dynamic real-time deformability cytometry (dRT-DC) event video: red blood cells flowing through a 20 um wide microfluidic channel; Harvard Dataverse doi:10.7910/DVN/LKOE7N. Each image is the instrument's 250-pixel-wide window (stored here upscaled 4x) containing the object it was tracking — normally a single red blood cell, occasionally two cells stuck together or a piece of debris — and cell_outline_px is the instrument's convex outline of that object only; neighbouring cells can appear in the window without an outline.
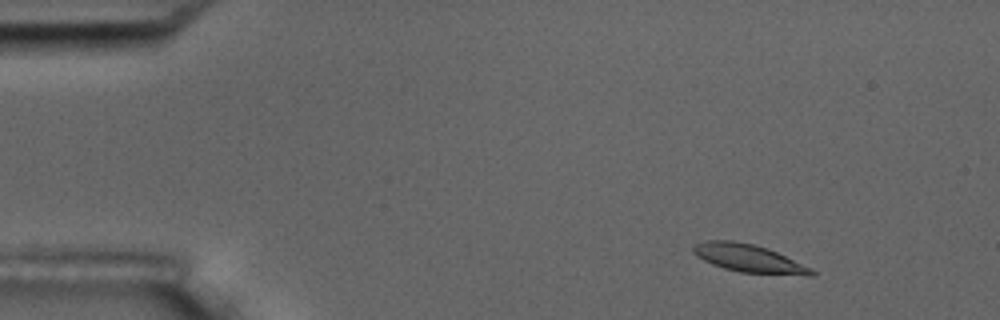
{"species": "common noctule bat (a hibernating species)", "species_latin": "Nyctalus noctula", "temperature_condition": "room temperature", "stored_images_in_passage": 8, "camera_frame_rate_fps": 3000, "um_per_image_px": 0.085, "animal": {"sex": "male", "body_mass_g": 17.5, "forearm_length_mm": 52.3}, "frame": {"image": 1, "passage_image": 2, "time_ms": 1.333, "image_size_px": [1000, 320], "cell_outline_px": [[816, 272], [812, 276], [808, 276], [740, 272], [724, 268], [712, 264], [696, 256], [692, 252], [692, 248], [696, 244], [708, 240], [732, 240], [752, 244], [768, 248], [812, 268]], "centroid_in_image_um": [63.66, 21.96], "position_along_channel_um": 21.3, "area_um2": 19.25}}
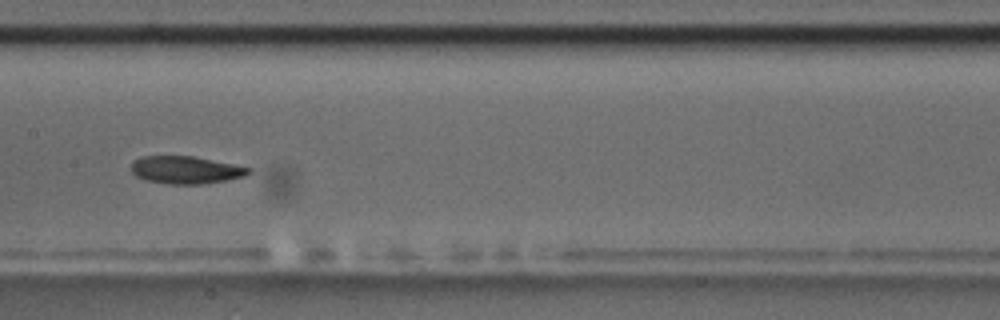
{"frame": {"image": 2, "passage_image": 7, "time_ms": 8.667, "image_size_px": [1000, 320], "cell_outline_px": [[252, 172], [244, 176], [224, 180], [200, 184], [168, 184], [144, 180], [136, 176], [132, 172], [132, 160], [140, 156], [192, 156], [252, 168]], "centroid_in_image_um": [15.75, 14.44], "position_along_channel_um": 191.7, "area_um2": 18.79}}
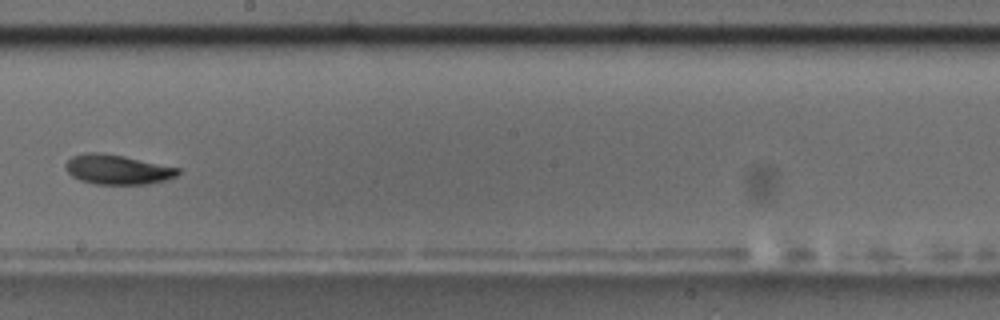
{"frame": {"image": 3, "passage_image": 8, "time_ms": 10.0, "image_size_px": [1000, 320], "cell_outline_px": [[180, 172], [176, 176], [164, 180], [148, 184], [96, 184], [80, 180], [72, 176], [64, 168], [64, 164], [72, 156], [84, 152], [104, 152], [124, 156], [180, 168]], "centroid_in_image_um": [9.95, 14.39], "position_along_channel_um": 238.3, "area_um2": 19.54}}